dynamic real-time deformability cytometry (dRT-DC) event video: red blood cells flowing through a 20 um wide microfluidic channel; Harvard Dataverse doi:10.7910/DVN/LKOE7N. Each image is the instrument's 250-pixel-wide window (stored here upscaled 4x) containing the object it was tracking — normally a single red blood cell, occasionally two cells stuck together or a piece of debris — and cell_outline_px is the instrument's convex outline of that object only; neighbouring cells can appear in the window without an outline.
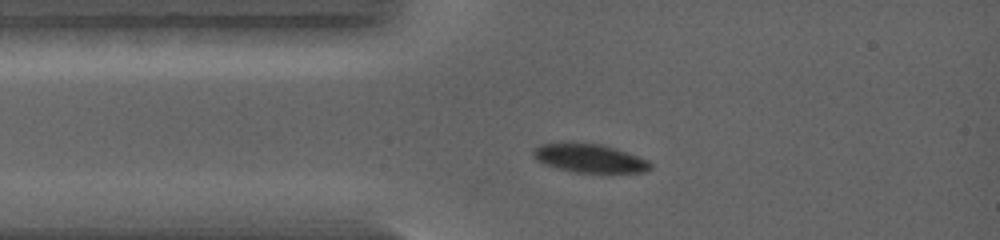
{"species": "common noctule bat (a hibernating species)", "species_latin": "Nyctalus noctula", "temperature_condition": "warm", "stored_images_in_passage": 38, "camera_frame_rate_fps": 5000, "um_per_image_px": 0.085, "animal": {"sex": "female", "body_mass_g": 19.0, "forearm_length_mm": 56.7}, "frame": {"image": 1, "passage_image": 1, "time_ms": 0.0, "image_size_px": [1000, 240], "cell_outline_px": [[652, 168], [644, 172], [576, 172], [556, 168], [544, 164], [536, 160], [532, 156], [532, 148], [540, 144], [564, 140], [572, 140], [600, 144], [616, 148], [640, 156], [648, 160], [652, 164]], "centroid_in_image_um": [50.04, 13.4], "position_along_channel_um": 35.0, "area_um2": 20.29}}
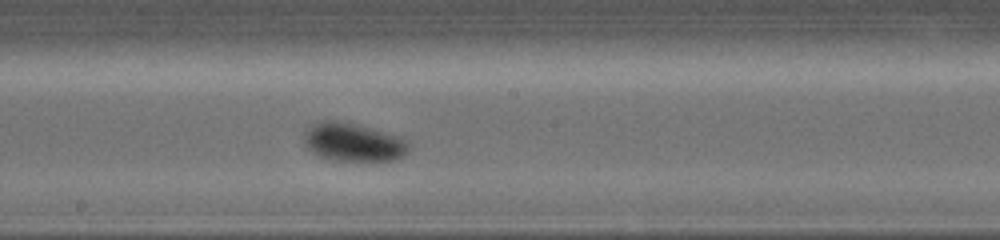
{"frame": {"image": 2, "passage_image": 19, "time_ms": 3.6, "image_size_px": [1000, 240], "cell_outline_px": [[412, 144], [408, 152], [404, 156], [396, 160], [332, 160], [320, 156], [312, 152], [304, 144], [304, 132], [308, 128], [320, 120], [344, 120], [384, 132], [408, 140]], "centroid_in_image_um": [30.04, 12.07], "position_along_channel_um": 218.2, "area_um2": 23.58}}
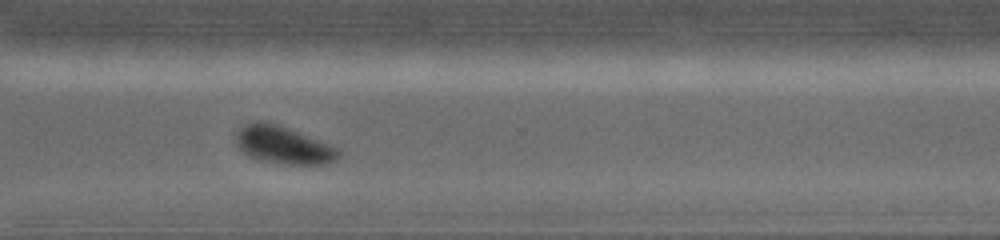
{"frame": {"image": 3, "passage_image": 31, "time_ms": 6.0, "image_size_px": [1000, 240], "cell_outline_px": [[344, 152], [336, 160], [324, 164], [288, 164], [264, 160], [248, 156], [232, 140], [236, 132], [240, 128], [248, 124], [260, 120], [276, 124], [288, 128], [332, 144], [340, 148]], "centroid_in_image_um": [24.13, 12.32], "position_along_channel_um": 346.5, "area_um2": 22.6}}